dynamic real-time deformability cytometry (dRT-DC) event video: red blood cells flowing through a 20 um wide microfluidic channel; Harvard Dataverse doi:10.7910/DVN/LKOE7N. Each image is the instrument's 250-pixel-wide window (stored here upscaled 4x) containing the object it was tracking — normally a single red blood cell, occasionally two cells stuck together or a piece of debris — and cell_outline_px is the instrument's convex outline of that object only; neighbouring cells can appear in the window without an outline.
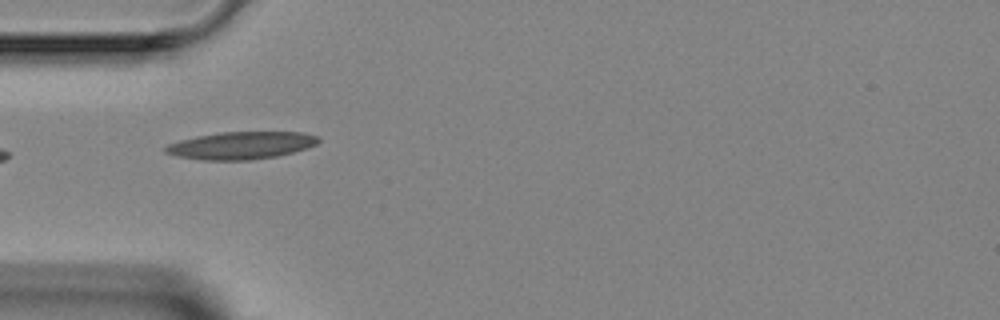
{"species": "Egyptian fruit bat (a non-hibernating species)", "species_latin": "Rousettus aegyptiacus", "temperature_condition": "room temperature", "stored_images_in_passage": 6, "camera_frame_rate_fps": 3000, "um_per_image_px": 0.085, "animal": {"sex": "female"}, "frame": {"image": 1, "passage_image": 5, "time_ms": 4.667, "image_size_px": [1000, 320], "cell_outline_px": [[320, 140], [316, 144], [292, 152], [276, 156], [252, 160], [204, 160], [176, 156], [164, 152], [164, 148], [168, 144], [180, 140], [196, 136], [220, 132], [304, 132], [320, 136]], "centroid_in_image_um": [20.48, 12.35], "position_along_channel_um": 64.5, "area_um2": 24.45}}
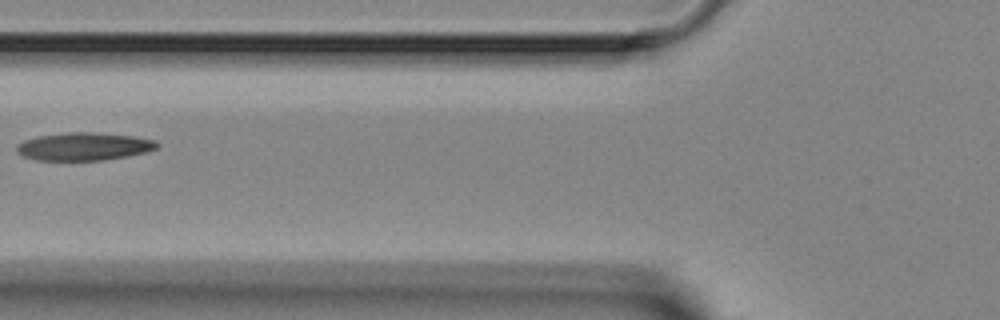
{"frame": {"image": 2, "passage_image": 6, "time_ms": 6.0, "image_size_px": [1000, 320], "cell_outline_px": [[160, 144], [156, 148], [148, 152], [128, 156], [104, 160], [36, 160], [24, 156], [16, 152], [16, 144], [24, 140], [36, 136], [68, 132], [92, 132], [132, 136], [156, 140]], "centroid_in_image_um": [7.13, 12.45], "position_along_channel_um": 118.7, "area_um2": 22.95}}